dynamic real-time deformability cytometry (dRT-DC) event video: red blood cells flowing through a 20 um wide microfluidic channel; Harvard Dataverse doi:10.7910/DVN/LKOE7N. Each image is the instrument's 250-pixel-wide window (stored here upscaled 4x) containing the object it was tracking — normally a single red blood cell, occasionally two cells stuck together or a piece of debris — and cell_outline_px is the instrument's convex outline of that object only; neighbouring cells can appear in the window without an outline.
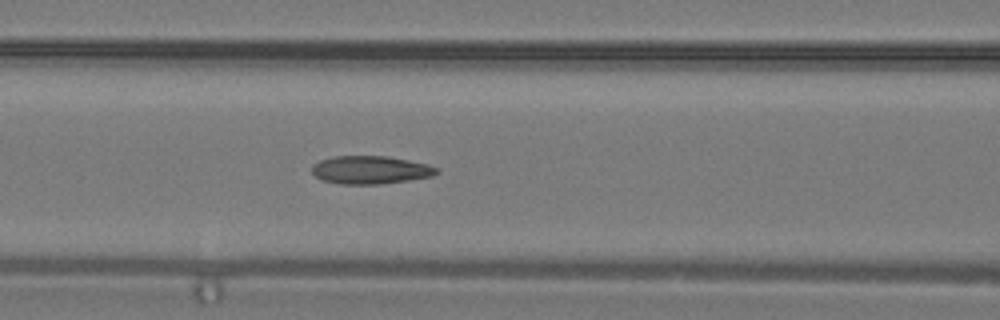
{"species": "common noctule bat (a hibernating species)", "species_latin": "Nyctalus noctula", "temperature_condition": "warm", "stored_images_in_passage": 33, "camera_frame_rate_fps": 3000, "um_per_image_px": 0.085, "animal": {"sex": "male", "body_mass_g": 19.2, "forearm_length_mm": 51.8}, "frame": {"image": 1, "passage_image": 17, "time_ms": 5.333, "image_size_px": [1000, 320], "cell_outline_px": [[440, 172], [432, 176], [408, 180], [380, 184], [340, 184], [324, 180], [316, 176], [312, 172], [312, 164], [320, 160], [332, 156], [388, 156], [428, 164], [440, 168]], "centroid_in_image_um": [31.51, 14.43], "position_along_channel_um": 135.1, "area_um2": 20.46}}
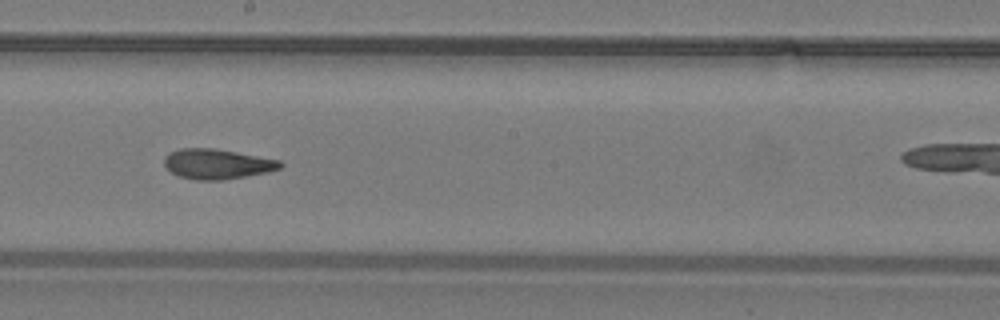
{"frame": {"image": 2, "passage_image": 22, "time_ms": 7.0, "image_size_px": [1000, 320], "cell_outline_px": [[284, 164], [280, 168], [268, 172], [224, 180], [196, 180], [180, 176], [172, 172], [164, 164], [164, 156], [180, 148], [216, 148], [280, 160]], "centroid_in_image_um": [18.48, 13.93], "position_along_channel_um": 229.7, "area_um2": 20.29}}
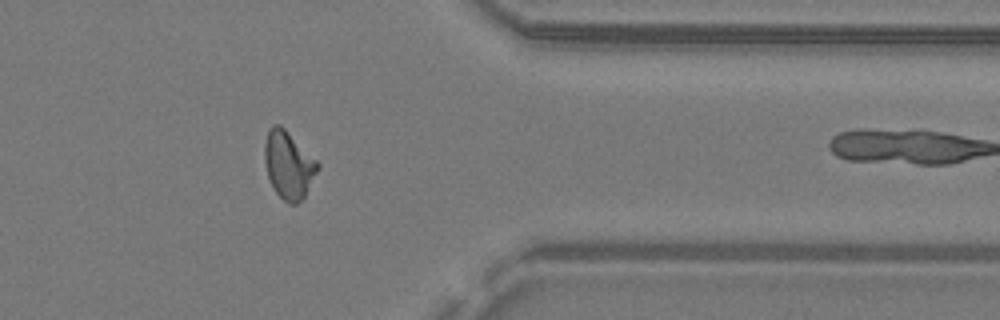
{"frame": {"image": 3, "passage_image": 31, "time_ms": 10.0, "image_size_px": [1000, 320], "cell_outline_px": [[320, 168], [304, 196], [296, 204], [288, 204], [276, 192], [268, 176], [264, 160], [264, 144], [268, 128], [272, 124], [280, 124], [320, 164]], "centroid_in_image_um": [24.51, 14.0], "position_along_channel_um": 386.9, "area_um2": 20.69}}